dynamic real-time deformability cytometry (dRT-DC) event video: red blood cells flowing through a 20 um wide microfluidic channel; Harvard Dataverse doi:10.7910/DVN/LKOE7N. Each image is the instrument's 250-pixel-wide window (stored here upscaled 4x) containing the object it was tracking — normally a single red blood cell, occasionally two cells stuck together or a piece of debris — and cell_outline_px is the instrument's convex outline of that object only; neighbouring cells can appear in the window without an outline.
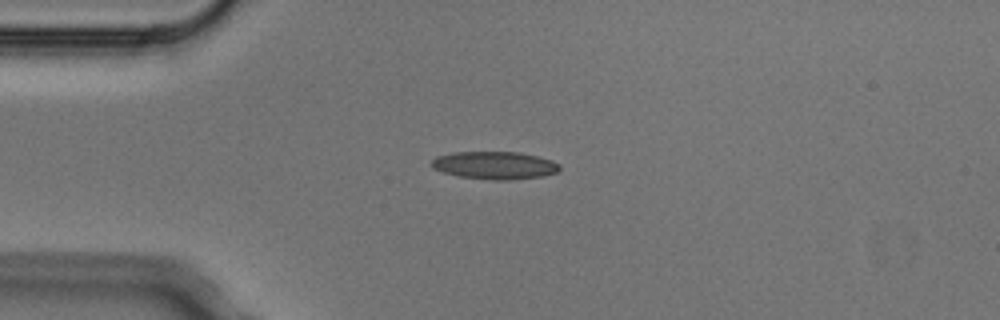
{"species": "Egyptian fruit bat (a non-hibernating species)", "species_latin": "Rousettus aegyptiacus", "temperature_condition": "cold", "stored_images_in_passage": 2, "camera_frame_rate_fps": 3000, "um_per_image_px": 0.085, "animal": {"sex": "male"}, "frame": {"image": 1, "passage_image": 1, "time_ms": 0.0, "image_size_px": [1000, 320], "cell_outline_px": [[560, 168], [556, 172], [544, 176], [512, 180], [492, 180], [460, 176], [444, 172], [432, 168], [432, 160], [436, 156], [452, 152], [520, 152], [552, 160], [560, 164]], "centroid_in_image_um": [42.06, 14.05], "position_along_channel_um": 42.9, "area_um2": 20.69}}
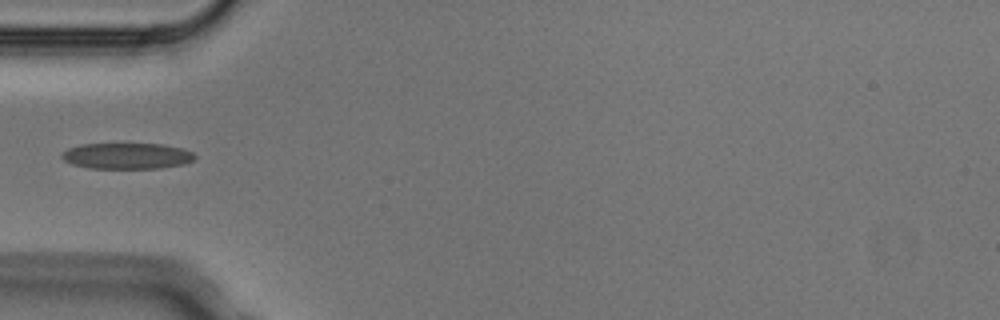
{"frame": {"image": 2, "passage_image": 2, "time_ms": 0.333, "image_size_px": [1000, 320], "cell_outline_px": [[196, 156], [192, 160], [184, 164], [160, 168], [88, 168], [72, 164], [64, 160], [60, 156], [60, 152], [68, 148], [80, 144], [160, 144], [180, 148], [192, 152]], "centroid_in_image_um": [10.73, 13.25], "position_along_channel_um": 74.3, "area_um2": 20.11}}